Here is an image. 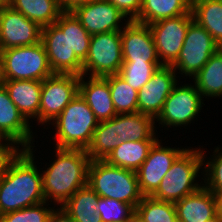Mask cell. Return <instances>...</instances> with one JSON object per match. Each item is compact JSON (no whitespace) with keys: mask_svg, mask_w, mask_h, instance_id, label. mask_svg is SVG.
<instances>
[{"mask_svg":"<svg viewBox=\"0 0 222 222\" xmlns=\"http://www.w3.org/2000/svg\"><path fill=\"white\" fill-rule=\"evenodd\" d=\"M35 145L22 149L0 179V216L45 202Z\"/></svg>","mask_w":222,"mask_h":222,"instance_id":"1","label":"cell"},{"mask_svg":"<svg viewBox=\"0 0 222 222\" xmlns=\"http://www.w3.org/2000/svg\"><path fill=\"white\" fill-rule=\"evenodd\" d=\"M49 165L41 168L45 202L61 207L77 190L87 185L90 158L86 150L54 147Z\"/></svg>","mask_w":222,"mask_h":222,"instance_id":"2","label":"cell"},{"mask_svg":"<svg viewBox=\"0 0 222 222\" xmlns=\"http://www.w3.org/2000/svg\"><path fill=\"white\" fill-rule=\"evenodd\" d=\"M99 121L77 93L61 114L49 125H53V147L87 150ZM54 128V129H53ZM55 133V134H54Z\"/></svg>","mask_w":222,"mask_h":222,"instance_id":"3","label":"cell"},{"mask_svg":"<svg viewBox=\"0 0 222 222\" xmlns=\"http://www.w3.org/2000/svg\"><path fill=\"white\" fill-rule=\"evenodd\" d=\"M198 146H185L187 149L175 160L151 197L175 203L203 186V156L201 145Z\"/></svg>","mask_w":222,"mask_h":222,"instance_id":"4","label":"cell"},{"mask_svg":"<svg viewBox=\"0 0 222 222\" xmlns=\"http://www.w3.org/2000/svg\"><path fill=\"white\" fill-rule=\"evenodd\" d=\"M87 185L99 197L118 200L134 208L143 198L136 172L110 165L105 160L90 161Z\"/></svg>","mask_w":222,"mask_h":222,"instance_id":"5","label":"cell"},{"mask_svg":"<svg viewBox=\"0 0 222 222\" xmlns=\"http://www.w3.org/2000/svg\"><path fill=\"white\" fill-rule=\"evenodd\" d=\"M42 42L0 50L1 80H39L52 76Z\"/></svg>","mask_w":222,"mask_h":222,"instance_id":"6","label":"cell"},{"mask_svg":"<svg viewBox=\"0 0 222 222\" xmlns=\"http://www.w3.org/2000/svg\"><path fill=\"white\" fill-rule=\"evenodd\" d=\"M182 83L183 81L179 80L174 86L165 100L161 112L155 118V122H158L160 129L162 127L161 132H163V128L169 130L171 127L174 130L180 127L186 129L188 125L198 119L197 117L200 116L199 113L202 107L205 106V100L195 84Z\"/></svg>","mask_w":222,"mask_h":222,"instance_id":"7","label":"cell"},{"mask_svg":"<svg viewBox=\"0 0 222 222\" xmlns=\"http://www.w3.org/2000/svg\"><path fill=\"white\" fill-rule=\"evenodd\" d=\"M219 48L213 37L193 20L189 24L179 56L171 67L179 79L180 77L192 79Z\"/></svg>","mask_w":222,"mask_h":222,"instance_id":"8","label":"cell"},{"mask_svg":"<svg viewBox=\"0 0 222 222\" xmlns=\"http://www.w3.org/2000/svg\"><path fill=\"white\" fill-rule=\"evenodd\" d=\"M122 63L121 31L91 35L82 75L92 77L115 75L119 73Z\"/></svg>","mask_w":222,"mask_h":222,"instance_id":"9","label":"cell"},{"mask_svg":"<svg viewBox=\"0 0 222 222\" xmlns=\"http://www.w3.org/2000/svg\"><path fill=\"white\" fill-rule=\"evenodd\" d=\"M79 80L80 76L74 74H53L42 81L39 125L45 126L43 129H49V124L79 93Z\"/></svg>","mask_w":222,"mask_h":222,"instance_id":"10","label":"cell"},{"mask_svg":"<svg viewBox=\"0 0 222 222\" xmlns=\"http://www.w3.org/2000/svg\"><path fill=\"white\" fill-rule=\"evenodd\" d=\"M194 20L192 11L177 17L149 24L161 65L171 66L179 56L189 24Z\"/></svg>","mask_w":222,"mask_h":222,"instance_id":"11","label":"cell"},{"mask_svg":"<svg viewBox=\"0 0 222 222\" xmlns=\"http://www.w3.org/2000/svg\"><path fill=\"white\" fill-rule=\"evenodd\" d=\"M158 139L150 148L147 158L136 171L139 189L143 196H151L175 160L187 149L170 147ZM165 145V146H164Z\"/></svg>","mask_w":222,"mask_h":222,"instance_id":"12","label":"cell"},{"mask_svg":"<svg viewBox=\"0 0 222 222\" xmlns=\"http://www.w3.org/2000/svg\"><path fill=\"white\" fill-rule=\"evenodd\" d=\"M42 28L10 5H0V50L41 42Z\"/></svg>","mask_w":222,"mask_h":222,"instance_id":"13","label":"cell"},{"mask_svg":"<svg viewBox=\"0 0 222 222\" xmlns=\"http://www.w3.org/2000/svg\"><path fill=\"white\" fill-rule=\"evenodd\" d=\"M41 42L54 74L82 75L83 62L69 47L68 30H60L55 24L43 27Z\"/></svg>","mask_w":222,"mask_h":222,"instance_id":"14","label":"cell"},{"mask_svg":"<svg viewBox=\"0 0 222 222\" xmlns=\"http://www.w3.org/2000/svg\"><path fill=\"white\" fill-rule=\"evenodd\" d=\"M71 12L90 35L121 31L129 21L118 8L107 0H92L75 7Z\"/></svg>","mask_w":222,"mask_h":222,"instance_id":"15","label":"cell"},{"mask_svg":"<svg viewBox=\"0 0 222 222\" xmlns=\"http://www.w3.org/2000/svg\"><path fill=\"white\" fill-rule=\"evenodd\" d=\"M178 80L180 79L173 67H159L138 91V112L156 118Z\"/></svg>","mask_w":222,"mask_h":222,"instance_id":"16","label":"cell"},{"mask_svg":"<svg viewBox=\"0 0 222 222\" xmlns=\"http://www.w3.org/2000/svg\"><path fill=\"white\" fill-rule=\"evenodd\" d=\"M34 127L20 113L0 83V139L13 141L22 149H28L35 142Z\"/></svg>","mask_w":222,"mask_h":222,"instance_id":"17","label":"cell"},{"mask_svg":"<svg viewBox=\"0 0 222 222\" xmlns=\"http://www.w3.org/2000/svg\"><path fill=\"white\" fill-rule=\"evenodd\" d=\"M121 47L123 61L160 62L147 24L128 21L121 30Z\"/></svg>","mask_w":222,"mask_h":222,"instance_id":"18","label":"cell"},{"mask_svg":"<svg viewBox=\"0 0 222 222\" xmlns=\"http://www.w3.org/2000/svg\"><path fill=\"white\" fill-rule=\"evenodd\" d=\"M79 93L93 111L96 119L106 121L117 115L106 77L80 76Z\"/></svg>","mask_w":222,"mask_h":222,"instance_id":"19","label":"cell"},{"mask_svg":"<svg viewBox=\"0 0 222 222\" xmlns=\"http://www.w3.org/2000/svg\"><path fill=\"white\" fill-rule=\"evenodd\" d=\"M178 222H206L218 214V199L204 185L174 203Z\"/></svg>","mask_w":222,"mask_h":222,"instance_id":"20","label":"cell"},{"mask_svg":"<svg viewBox=\"0 0 222 222\" xmlns=\"http://www.w3.org/2000/svg\"><path fill=\"white\" fill-rule=\"evenodd\" d=\"M10 99L17 106L25 119L39 126V107L42 81L39 80H1ZM30 120V121H29Z\"/></svg>","mask_w":222,"mask_h":222,"instance_id":"21","label":"cell"},{"mask_svg":"<svg viewBox=\"0 0 222 222\" xmlns=\"http://www.w3.org/2000/svg\"><path fill=\"white\" fill-rule=\"evenodd\" d=\"M155 118L135 112L116 115V131L120 141H157L158 136ZM157 127V128H156ZM157 134V135H156Z\"/></svg>","mask_w":222,"mask_h":222,"instance_id":"22","label":"cell"},{"mask_svg":"<svg viewBox=\"0 0 222 222\" xmlns=\"http://www.w3.org/2000/svg\"><path fill=\"white\" fill-rule=\"evenodd\" d=\"M7 4L41 28L54 24L64 12L59 0H8Z\"/></svg>","mask_w":222,"mask_h":222,"instance_id":"23","label":"cell"},{"mask_svg":"<svg viewBox=\"0 0 222 222\" xmlns=\"http://www.w3.org/2000/svg\"><path fill=\"white\" fill-rule=\"evenodd\" d=\"M99 196L88 186L77 190L60 208L74 222H102L97 213Z\"/></svg>","mask_w":222,"mask_h":222,"instance_id":"24","label":"cell"},{"mask_svg":"<svg viewBox=\"0 0 222 222\" xmlns=\"http://www.w3.org/2000/svg\"><path fill=\"white\" fill-rule=\"evenodd\" d=\"M192 0H142L139 16L134 20L142 24L188 14Z\"/></svg>","mask_w":222,"mask_h":222,"instance_id":"25","label":"cell"},{"mask_svg":"<svg viewBox=\"0 0 222 222\" xmlns=\"http://www.w3.org/2000/svg\"><path fill=\"white\" fill-rule=\"evenodd\" d=\"M156 141H122L104 159L108 164L137 171Z\"/></svg>","mask_w":222,"mask_h":222,"instance_id":"26","label":"cell"},{"mask_svg":"<svg viewBox=\"0 0 222 222\" xmlns=\"http://www.w3.org/2000/svg\"><path fill=\"white\" fill-rule=\"evenodd\" d=\"M205 99L222 97V48H219L191 79Z\"/></svg>","mask_w":222,"mask_h":222,"instance_id":"27","label":"cell"},{"mask_svg":"<svg viewBox=\"0 0 222 222\" xmlns=\"http://www.w3.org/2000/svg\"><path fill=\"white\" fill-rule=\"evenodd\" d=\"M194 21L222 48V0H192Z\"/></svg>","mask_w":222,"mask_h":222,"instance_id":"28","label":"cell"},{"mask_svg":"<svg viewBox=\"0 0 222 222\" xmlns=\"http://www.w3.org/2000/svg\"><path fill=\"white\" fill-rule=\"evenodd\" d=\"M116 116L98 123L86 152L90 160H104L119 144Z\"/></svg>","mask_w":222,"mask_h":222,"instance_id":"29","label":"cell"},{"mask_svg":"<svg viewBox=\"0 0 222 222\" xmlns=\"http://www.w3.org/2000/svg\"><path fill=\"white\" fill-rule=\"evenodd\" d=\"M60 30H68V42L75 55L84 62L90 46L91 35L71 11H64L54 23Z\"/></svg>","mask_w":222,"mask_h":222,"instance_id":"30","label":"cell"},{"mask_svg":"<svg viewBox=\"0 0 222 222\" xmlns=\"http://www.w3.org/2000/svg\"><path fill=\"white\" fill-rule=\"evenodd\" d=\"M135 214L143 222H178L175 204L143 196L135 208Z\"/></svg>","mask_w":222,"mask_h":222,"instance_id":"31","label":"cell"},{"mask_svg":"<svg viewBox=\"0 0 222 222\" xmlns=\"http://www.w3.org/2000/svg\"><path fill=\"white\" fill-rule=\"evenodd\" d=\"M108 83L117 114L138 112V91L129 86L118 74L109 75Z\"/></svg>","mask_w":222,"mask_h":222,"instance_id":"32","label":"cell"},{"mask_svg":"<svg viewBox=\"0 0 222 222\" xmlns=\"http://www.w3.org/2000/svg\"><path fill=\"white\" fill-rule=\"evenodd\" d=\"M161 66L160 62L123 61L118 75L134 90L139 91Z\"/></svg>","mask_w":222,"mask_h":222,"instance_id":"33","label":"cell"},{"mask_svg":"<svg viewBox=\"0 0 222 222\" xmlns=\"http://www.w3.org/2000/svg\"><path fill=\"white\" fill-rule=\"evenodd\" d=\"M218 146L214 147L209 158L205 153L206 151L203 150L204 147L201 146L204 166L203 185L215 196L222 192V146Z\"/></svg>","mask_w":222,"mask_h":222,"instance_id":"34","label":"cell"},{"mask_svg":"<svg viewBox=\"0 0 222 222\" xmlns=\"http://www.w3.org/2000/svg\"><path fill=\"white\" fill-rule=\"evenodd\" d=\"M97 213L102 222H129L135 214V208L118 200L99 197Z\"/></svg>","mask_w":222,"mask_h":222,"instance_id":"35","label":"cell"},{"mask_svg":"<svg viewBox=\"0 0 222 222\" xmlns=\"http://www.w3.org/2000/svg\"><path fill=\"white\" fill-rule=\"evenodd\" d=\"M55 207H51V203L41 202L17 211L4 213L0 216V222H47Z\"/></svg>","mask_w":222,"mask_h":222,"instance_id":"36","label":"cell"},{"mask_svg":"<svg viewBox=\"0 0 222 222\" xmlns=\"http://www.w3.org/2000/svg\"><path fill=\"white\" fill-rule=\"evenodd\" d=\"M21 150L22 148L13 141L0 139V179L4 176L11 161Z\"/></svg>","mask_w":222,"mask_h":222,"instance_id":"37","label":"cell"},{"mask_svg":"<svg viewBox=\"0 0 222 222\" xmlns=\"http://www.w3.org/2000/svg\"><path fill=\"white\" fill-rule=\"evenodd\" d=\"M118 8L129 21L135 20L140 13L142 0H107Z\"/></svg>","mask_w":222,"mask_h":222,"instance_id":"38","label":"cell"},{"mask_svg":"<svg viewBox=\"0 0 222 222\" xmlns=\"http://www.w3.org/2000/svg\"><path fill=\"white\" fill-rule=\"evenodd\" d=\"M47 222H74V220L60 207H56Z\"/></svg>","mask_w":222,"mask_h":222,"instance_id":"39","label":"cell"},{"mask_svg":"<svg viewBox=\"0 0 222 222\" xmlns=\"http://www.w3.org/2000/svg\"><path fill=\"white\" fill-rule=\"evenodd\" d=\"M92 0H59L63 11H72L75 7L86 4Z\"/></svg>","mask_w":222,"mask_h":222,"instance_id":"40","label":"cell"},{"mask_svg":"<svg viewBox=\"0 0 222 222\" xmlns=\"http://www.w3.org/2000/svg\"><path fill=\"white\" fill-rule=\"evenodd\" d=\"M218 199V213L222 217V192L217 195Z\"/></svg>","mask_w":222,"mask_h":222,"instance_id":"41","label":"cell"},{"mask_svg":"<svg viewBox=\"0 0 222 222\" xmlns=\"http://www.w3.org/2000/svg\"><path fill=\"white\" fill-rule=\"evenodd\" d=\"M206 222H222V217L218 213L214 218H212Z\"/></svg>","mask_w":222,"mask_h":222,"instance_id":"42","label":"cell"},{"mask_svg":"<svg viewBox=\"0 0 222 222\" xmlns=\"http://www.w3.org/2000/svg\"><path fill=\"white\" fill-rule=\"evenodd\" d=\"M129 222H143L140 217H138L136 214H134L131 219L129 220Z\"/></svg>","mask_w":222,"mask_h":222,"instance_id":"43","label":"cell"},{"mask_svg":"<svg viewBox=\"0 0 222 222\" xmlns=\"http://www.w3.org/2000/svg\"><path fill=\"white\" fill-rule=\"evenodd\" d=\"M7 2H8V0H0V5L6 4Z\"/></svg>","mask_w":222,"mask_h":222,"instance_id":"44","label":"cell"}]
</instances>
